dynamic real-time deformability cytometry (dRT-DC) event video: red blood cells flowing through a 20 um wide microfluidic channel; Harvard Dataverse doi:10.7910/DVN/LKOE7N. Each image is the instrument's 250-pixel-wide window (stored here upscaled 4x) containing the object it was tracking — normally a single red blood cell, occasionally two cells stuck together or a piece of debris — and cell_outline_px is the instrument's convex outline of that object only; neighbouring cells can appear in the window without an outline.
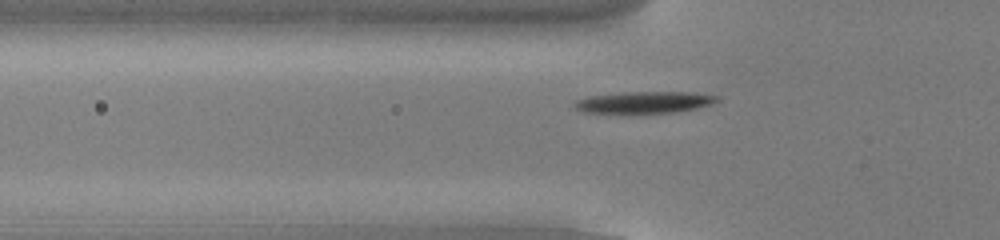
{"species": "common noctule bat (a hibernating species)", "species_latin": "Nyctalus noctula", "temperature_condition": "cold", "stored_images_in_passage": 47, "camera_frame_rate_fps": 3000, "um_per_image_px": 0.085, "animal": {"sex": "male", "body_mass_g": 13.0, "forearm_length_mm": 53.1}, "frame": {"image": 1, "passage_image": 11, "time_ms": 3.333, "image_size_px": [1000, 240], "cell_outline_px": [[720, 100], [712, 104], [696, 108], [676, 112], [584, 112], [576, 108], [576, 100], [588, 96], [628, 92], [688, 92], [720, 96]], "centroid_in_image_um": [54.84, 8.68], "position_along_channel_um": 71.0, "area_um2": 17.57}}
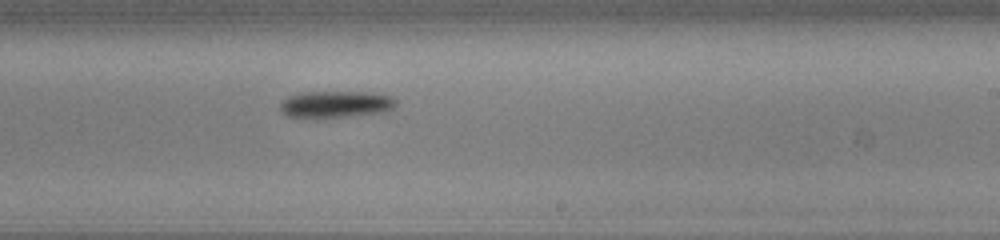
{"frame": {"image": 2, "passage_image": 26, "time_ms": 8.333, "image_size_px": [1000, 240], "cell_outline_px": [[396, 104], [392, 108], [384, 112], [344, 116], [288, 116], [280, 108], [280, 104], [288, 96], [304, 92], [372, 92], [392, 96], [396, 100]], "centroid_in_image_um": [28.6, 8.83], "position_along_channel_um": 260.4, "area_um2": 17.51}}
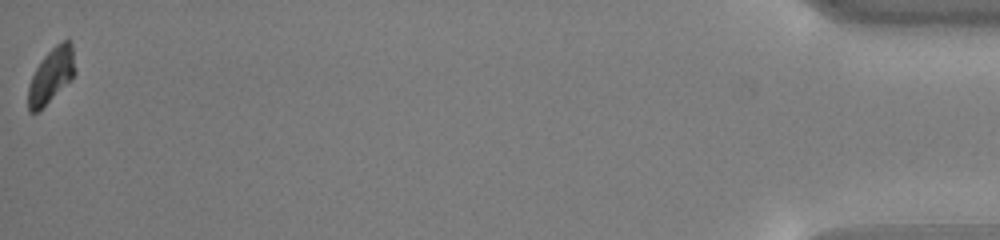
{"frame": {"image": 3, "passage_image": 47, "time_ms": 15.333, "image_size_px": [1000, 240], "cell_outline_px": [[76, 72], [36, 112], [28, 112], [28, 88], [32, 76], [36, 68], [44, 56], [56, 44], [68, 36], [72, 40]], "centroid_in_image_um": [4.37, 6.3], "position_along_channel_um": 430.8, "area_um2": 14.51}, "authors_computed_cell_mechanics": {"area_um2": 17.2822, "velocity_mm_per_s": 3.8036, "shape_relaxation_time_tau1_ms": 1.8994, "shape_relaxation_time_tau2_ms": null, "deformation_change_tau1": 0.095, "deformation_change_tau2": null}}